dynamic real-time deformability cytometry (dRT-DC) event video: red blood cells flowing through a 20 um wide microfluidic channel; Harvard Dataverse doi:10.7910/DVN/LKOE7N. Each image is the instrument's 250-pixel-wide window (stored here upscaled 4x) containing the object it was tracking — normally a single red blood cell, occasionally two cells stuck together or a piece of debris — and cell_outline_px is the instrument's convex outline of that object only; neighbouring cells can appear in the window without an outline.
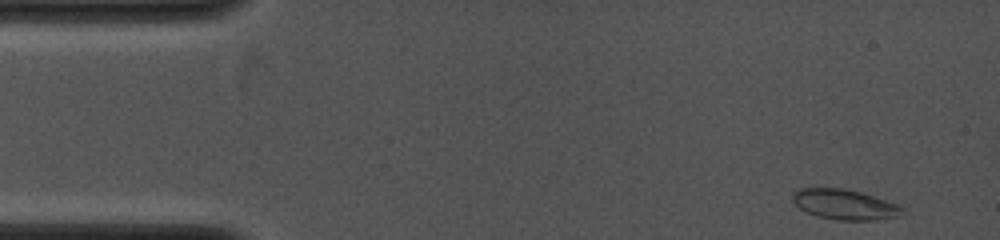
{"species": "common noctule bat (a hibernating species)", "species_latin": "Nyctalus noctula", "temperature_condition": "cold", "stored_images_in_passage": 11, "camera_frame_rate_fps": 4000, "um_per_image_px": 0.085, "animal": {"sex": "female", "body_mass_g": 19.0, "forearm_length_mm": 53.3}, "frame": {"image": 1, "passage_image": 1, "time_ms": 0.0, "image_size_px": [1000, 240], "cell_outline_px": [[904, 216], [876, 220], [840, 220], [816, 216], [800, 208], [792, 200], [792, 192], [800, 188], [844, 188], [860, 192], [896, 204], [904, 208]], "centroid_in_image_um": [71.81, 17.39], "position_along_channel_um": 13.2, "area_um2": 19.31}}
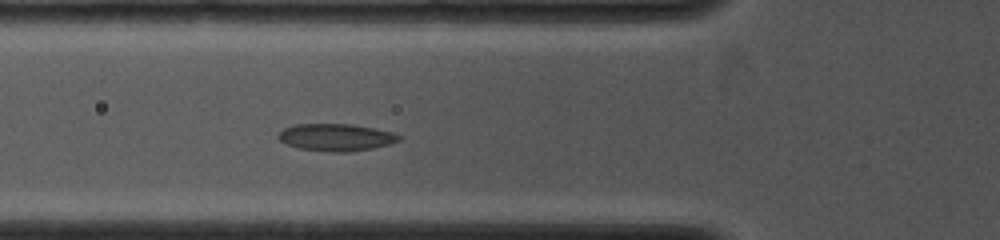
{"frame": {"image": 2, "passage_image": 9, "time_ms": 4.25, "image_size_px": [1000, 240], "cell_outline_px": [[400, 140], [388, 144], [372, 148], [348, 152], [328, 152], [300, 148], [288, 144], [280, 140], [276, 136], [284, 128], [292, 124], [352, 124], [392, 132], [400, 136]], "centroid_in_image_um": [28.53, 11.67], "position_along_channel_um": 97.3, "area_um2": 18.96}}
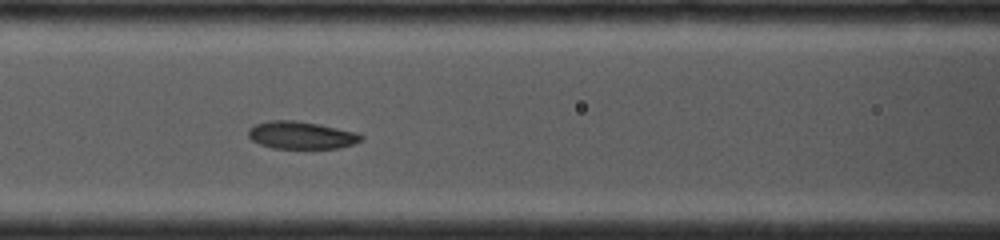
{"frame": {"image": 3, "passage_image": 11, "time_ms": 5.25, "image_size_px": [1000, 240], "cell_outline_px": [[364, 140], [340, 148], [272, 148], [260, 144], [252, 140], [248, 136], [248, 128], [256, 124], [268, 120], [296, 120], [320, 124], [356, 132], [364, 136]], "centroid_in_image_um": [25.61, 11.48], "position_along_channel_um": 141.0, "area_um2": 18.21}}